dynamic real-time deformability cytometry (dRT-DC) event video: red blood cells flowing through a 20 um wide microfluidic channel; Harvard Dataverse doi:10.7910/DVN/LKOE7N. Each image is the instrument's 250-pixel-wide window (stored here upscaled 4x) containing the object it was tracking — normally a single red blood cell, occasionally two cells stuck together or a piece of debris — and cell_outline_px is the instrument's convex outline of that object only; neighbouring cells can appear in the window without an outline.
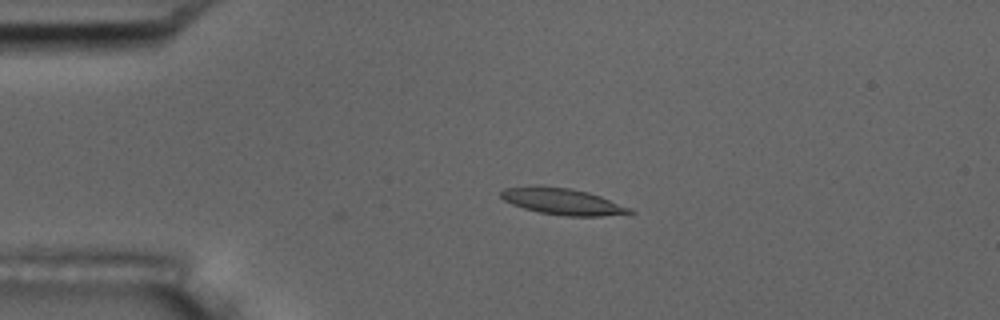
{"species": "common noctule bat (a hibernating species)", "species_latin": "Nyctalus noctula", "temperature_condition": "room temperature", "stored_images_in_passage": 2, "camera_frame_rate_fps": 3000, "um_per_image_px": 0.085, "animal": {"sex": "male", "body_mass_g": 17.5, "forearm_length_mm": 52.3}, "frame": {"image": 1, "passage_image": 2, "time_ms": 0.333, "image_size_px": [1000, 320], "cell_outline_px": [[636, 212], [600, 216], [564, 216], [540, 212], [524, 208], [512, 204], [504, 200], [500, 196], [500, 192], [504, 188], [536, 184], [540, 184], [572, 188], [588, 192], [600, 196], [632, 208]], "centroid_in_image_um": [47.78, 17.09], "position_along_channel_um": 37.2, "area_um2": 20.11}}